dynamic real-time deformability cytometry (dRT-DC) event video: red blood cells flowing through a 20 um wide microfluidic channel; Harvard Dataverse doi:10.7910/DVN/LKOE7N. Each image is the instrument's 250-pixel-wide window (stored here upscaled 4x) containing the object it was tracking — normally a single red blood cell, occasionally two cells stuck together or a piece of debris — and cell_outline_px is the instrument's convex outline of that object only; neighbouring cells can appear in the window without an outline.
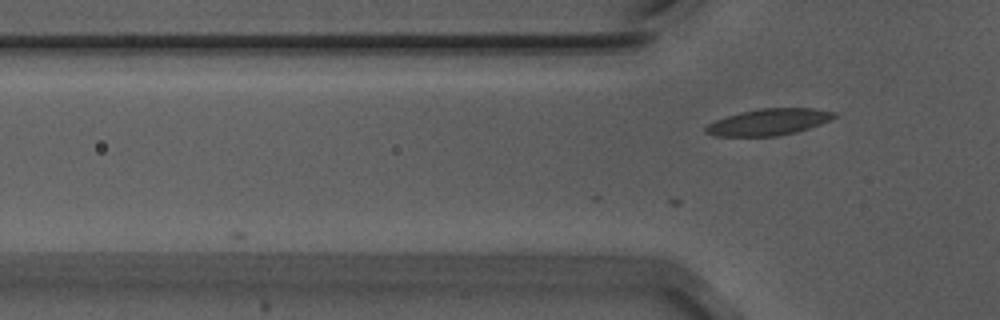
{"species": "Egyptian fruit bat (a non-hibernating species)", "species_latin": "Rousettus aegyptiacus", "temperature_condition": "warm", "stored_images_in_passage": 21, "camera_frame_rate_fps": 3000, "um_per_image_px": 0.085, "animal": {"sex": "male"}, "frame": {"image": 1, "passage_image": 6, "time_ms": 1.667, "image_size_px": [1000, 320], "cell_outline_px": [[840, 116], [832, 120], [796, 132], [776, 136], [712, 136], [704, 132], [704, 128], [708, 124], [716, 120], [740, 112], [760, 108], [812, 108], [836, 112]], "centroid_in_image_um": [65.37, 10.37], "position_along_channel_um": 60.4, "area_um2": 19.94}}